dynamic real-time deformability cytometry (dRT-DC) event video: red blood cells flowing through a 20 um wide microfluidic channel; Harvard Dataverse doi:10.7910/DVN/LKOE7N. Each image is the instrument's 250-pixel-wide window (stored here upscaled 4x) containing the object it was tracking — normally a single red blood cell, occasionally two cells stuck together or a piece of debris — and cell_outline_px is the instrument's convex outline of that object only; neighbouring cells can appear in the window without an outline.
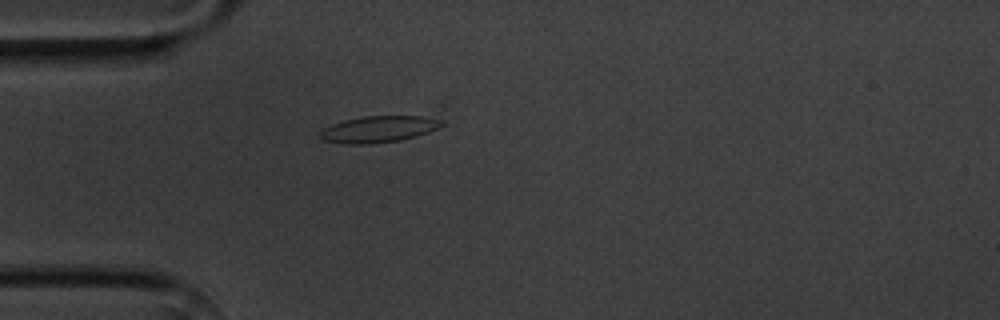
{"species": "common noctule bat (a hibernating species)", "species_latin": "Nyctalus noctula", "temperature_condition": "cold", "stored_images_in_passage": 5, "camera_frame_rate_fps": 3000, "um_per_image_px": 0.085, "animal": {"sex": "male", "body_mass_g": 20.1, "forearm_length_mm": 53.5}, "frame": {"image": 1, "passage_image": 5, "time_ms": 4.667, "image_size_px": [1000, 320], "cell_outline_px": [[444, 124], [428, 132], [416, 136], [400, 140], [372, 144], [344, 144], [324, 140], [320, 136], [320, 132], [324, 128], [332, 124], [344, 120], [360, 116], [420, 116], [436, 120]], "centroid_in_image_um": [32.11, 10.99], "position_along_channel_um": 52.9, "area_um2": 18.5}}